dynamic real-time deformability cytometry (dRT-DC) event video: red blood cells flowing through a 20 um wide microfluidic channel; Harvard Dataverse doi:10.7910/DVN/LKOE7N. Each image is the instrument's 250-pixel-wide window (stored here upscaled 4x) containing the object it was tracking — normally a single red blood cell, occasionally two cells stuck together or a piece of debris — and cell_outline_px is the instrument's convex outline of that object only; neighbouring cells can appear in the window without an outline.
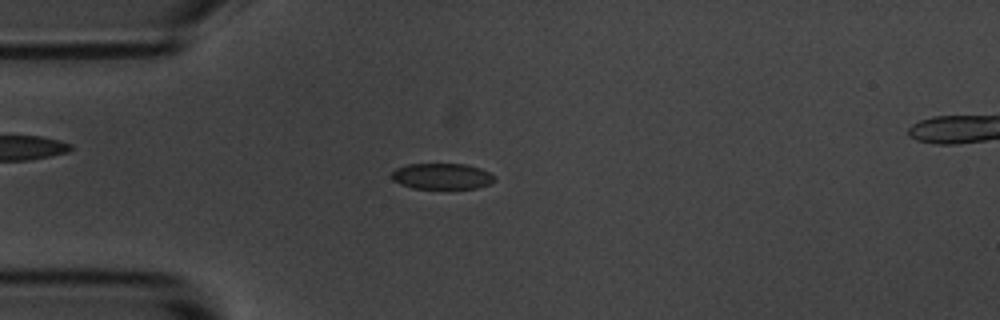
{"species": "common noctule bat (a hibernating species)", "species_latin": "Nyctalus noctula", "temperature_condition": "room temperature", "stored_images_in_passage": 56, "segment_of_instrument_passage": [1, 2], "camera_frame_rate_fps": 3000, "um_per_image_px": 0.085, "animal": {"sex": "male", "body_mass_g": 20.1, "forearm_length_mm": 53.5}, "frame": {"image": 1, "passage_image": 14, "time_ms": 4.333, "image_size_px": [1000, 320], "cell_outline_px": [[496, 180], [488, 184], [476, 188], [412, 188], [400, 184], [392, 180], [392, 172], [396, 168], [408, 164], [468, 164], [480, 168], [496, 176]], "centroid_in_image_um": [37.57, 14.97], "position_along_channel_um": 47.4, "area_um2": 15.55}}
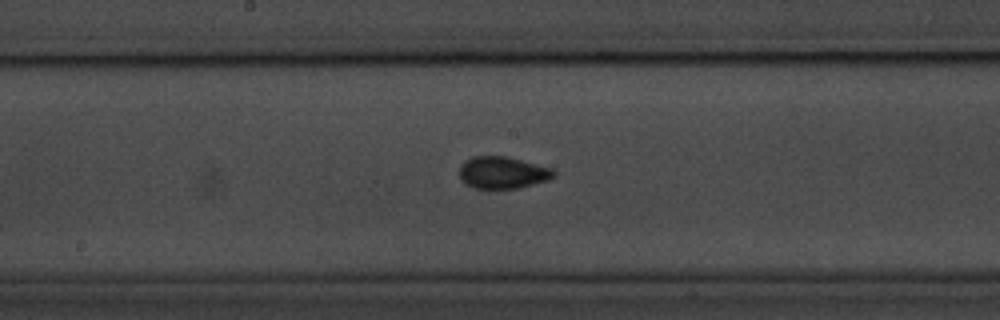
{"frame": {"image": 2, "passage_image": 28, "time_ms": 9.0, "image_size_px": [1000, 320], "cell_outline_px": [[556, 176], [548, 180], [516, 188], [476, 188], [464, 184], [460, 180], [460, 164], [464, 160], [472, 156], [504, 156], [552, 168], [556, 172]], "centroid_in_image_um": [42.69, 14.66], "position_along_channel_um": 205.5, "area_um2": 17.57}}
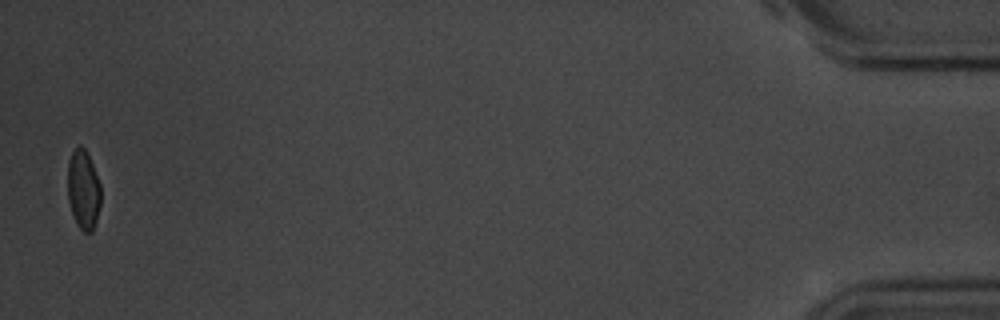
{"frame": {"image": 3, "passage_image": 54, "time_ms": 17.667, "image_size_px": [1000, 320], "cell_outline_px": [[100, 204], [96, 220], [92, 232], [84, 232], [80, 228], [72, 212], [68, 200], [68, 160], [72, 152], [80, 144], [84, 148], [92, 164], [100, 184]], "centroid_in_image_um": [7.08, 16.11], "position_along_channel_um": 428.1, "area_um2": 15.03}}